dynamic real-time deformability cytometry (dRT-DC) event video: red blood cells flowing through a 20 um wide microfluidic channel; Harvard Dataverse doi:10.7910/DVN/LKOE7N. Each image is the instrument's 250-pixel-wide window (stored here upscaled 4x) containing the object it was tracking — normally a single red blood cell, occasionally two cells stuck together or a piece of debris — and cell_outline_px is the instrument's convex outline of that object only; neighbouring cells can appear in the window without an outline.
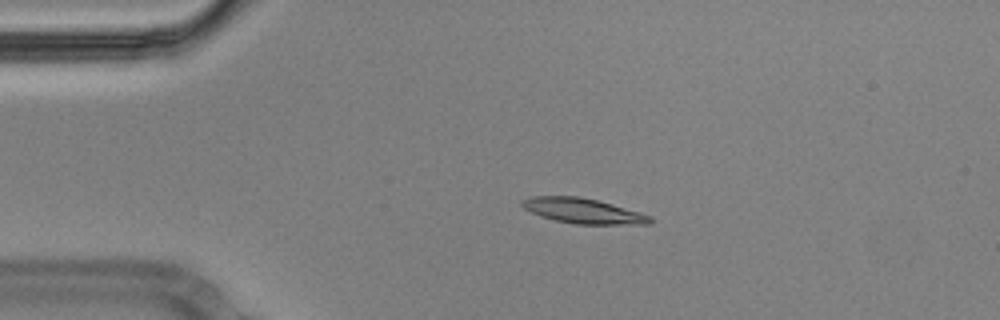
{"species": "Egyptian fruit bat (a non-hibernating species)", "species_latin": "Rousettus aegyptiacus", "temperature_condition": "cold", "stored_images_in_passage": 56, "camera_frame_rate_fps": 3000, "um_per_image_px": 0.085, "animal": {"sex": "male"}, "frame": {"image": 1, "passage_image": 12, "time_ms": 3.667, "image_size_px": [1000, 320], "cell_outline_px": [[652, 224], [576, 224], [556, 220], [540, 216], [524, 208], [520, 204], [520, 200], [532, 196], [580, 196], [612, 204], [640, 212], [652, 216]], "centroid_in_image_um": [49.56, 17.92], "position_along_channel_um": 35.4, "area_um2": 18.73}}
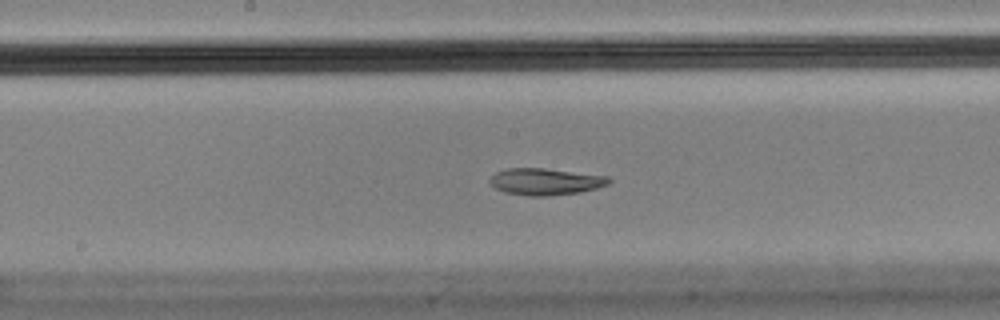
{"frame": {"image": 2, "passage_image": 29, "time_ms": 9.333, "image_size_px": [1000, 320], "cell_outline_px": [[612, 180], [608, 184], [596, 188], [580, 192], [548, 196], [528, 196], [504, 192], [496, 188], [488, 180], [496, 172], [508, 168], [544, 168], [608, 176]], "centroid_in_image_um": [46.36, 15.44], "position_along_channel_um": 201.8, "area_um2": 18.5}}
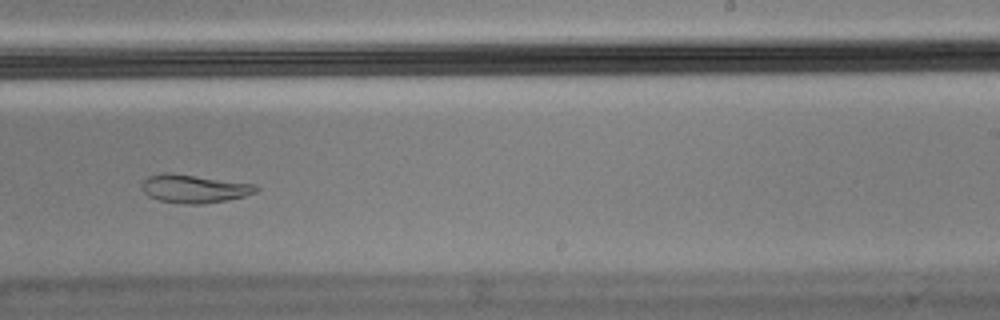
{"frame": {"image": 3, "passage_image": 35, "time_ms": 11.333, "image_size_px": [1000, 320], "cell_outline_px": [[260, 188], [256, 192], [244, 196], [228, 200], [204, 204], [180, 204], [160, 200], [148, 196], [140, 188], [140, 184], [148, 176], [164, 172], [168, 172], [256, 184]], "centroid_in_image_um": [16.49, 16.04], "position_along_channel_um": 272.5, "area_um2": 19.02}, "authors_computed_cell_mechanics": {"area_um2": 18.7272, "velocity_mm_per_s": 3.5538, "shape_relaxation_time_tau1_ms": null, "shape_relaxation_time_tau2_ms": 6.6554, "deformation_change_tau1": null, "deformation_change_tau2": 0.0772}}